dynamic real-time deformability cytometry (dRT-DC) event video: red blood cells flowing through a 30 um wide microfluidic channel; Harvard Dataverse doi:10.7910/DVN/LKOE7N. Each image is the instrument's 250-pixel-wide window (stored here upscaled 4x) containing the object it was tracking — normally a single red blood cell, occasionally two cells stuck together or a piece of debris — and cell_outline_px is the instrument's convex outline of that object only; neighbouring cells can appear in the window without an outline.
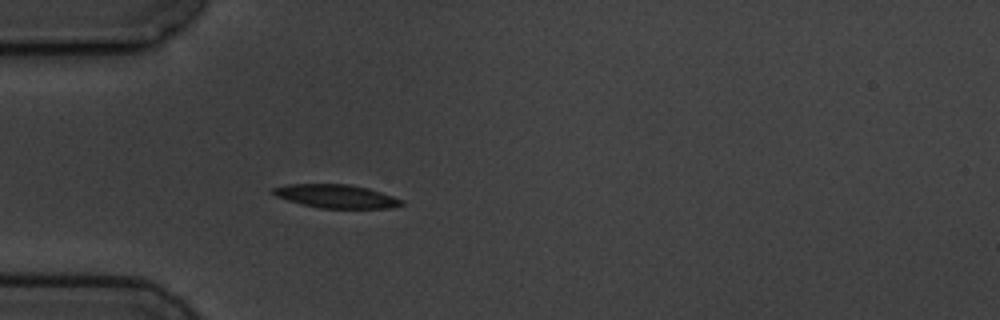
{"species": "common noctule bat (a hibernating species)", "species_latin": "Nyctalus noctula", "temperature_condition": "cold", "stored_images_in_passage": 3, "camera_frame_rate_fps": 3000, "um_per_image_px": 0.085, "animal": {"sex": "male", "body_mass_g": 19.5, "forearm_length_mm": 54.6}, "frame": {"image": 1, "passage_image": 3, "time_ms": 3.0, "image_size_px": [1000, 320], "cell_outline_px": [[404, 204], [396, 208], [320, 208], [300, 204], [276, 196], [272, 192], [272, 188], [288, 184], [348, 184], [368, 188], [404, 200]], "centroid_in_image_um": [28.6, 16.69], "position_along_channel_um": 56.4, "area_um2": 17.57}}